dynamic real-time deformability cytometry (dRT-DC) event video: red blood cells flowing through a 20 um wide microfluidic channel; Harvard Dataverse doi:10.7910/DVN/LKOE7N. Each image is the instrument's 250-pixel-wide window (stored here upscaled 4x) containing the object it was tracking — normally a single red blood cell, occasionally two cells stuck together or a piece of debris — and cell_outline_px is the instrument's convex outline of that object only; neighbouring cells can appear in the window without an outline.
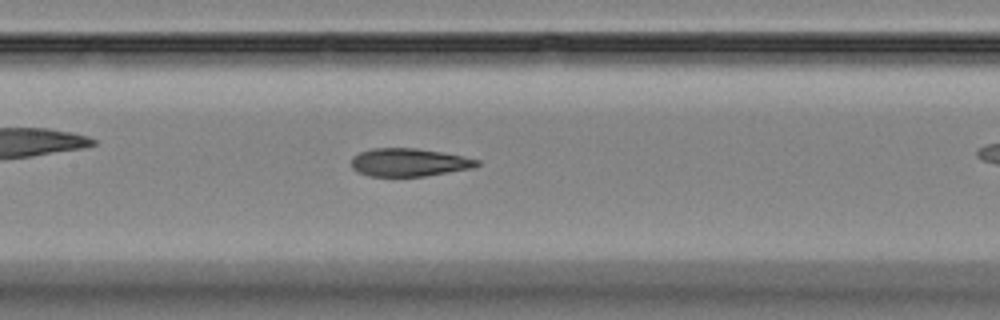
{"species": "Egyptian fruit bat (a non-hibernating species)", "species_latin": "Rousettus aegyptiacus", "temperature_condition": "room temperature", "stored_images_in_passage": 43, "camera_frame_rate_fps": 3000, "um_per_image_px": 0.085, "animal": {"sex": "female"}, "frame": {"image": 1, "passage_image": 25, "time_ms": 8.0, "image_size_px": [1000, 320], "cell_outline_px": [[480, 164], [472, 168], [424, 176], [368, 176], [356, 172], [352, 168], [352, 156], [360, 152], [372, 148], [416, 148], [440, 152], [480, 160]], "centroid_in_image_um": [34.71, 13.8], "position_along_channel_um": 172.7, "area_um2": 20.4}}